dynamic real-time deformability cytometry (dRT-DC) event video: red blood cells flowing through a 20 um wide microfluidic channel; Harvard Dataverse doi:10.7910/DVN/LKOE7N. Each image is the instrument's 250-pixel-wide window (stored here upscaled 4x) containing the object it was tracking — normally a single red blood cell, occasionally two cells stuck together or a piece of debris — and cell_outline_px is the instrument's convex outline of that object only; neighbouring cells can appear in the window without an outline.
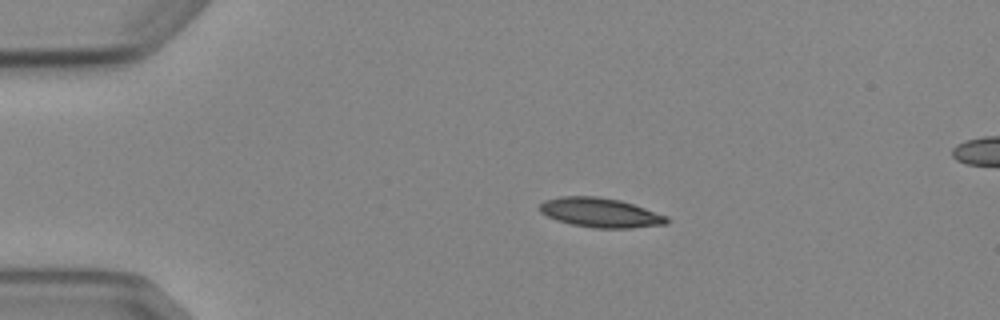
{"species": "Egyptian fruit bat (a non-hibernating species)", "species_latin": "Rousettus aegyptiacus", "temperature_condition": "cold", "stored_images_in_passage": 5, "camera_frame_rate_fps": 3000, "um_per_image_px": 0.085, "animal": {"sex": "female"}, "frame": {"image": 1, "passage_image": 3, "time_ms": 2.333, "image_size_px": [1000, 320], "cell_outline_px": [[668, 224], [632, 228], [596, 228], [572, 224], [556, 220], [540, 212], [540, 204], [544, 200], [560, 196], [596, 196], [620, 200], [668, 216]], "centroid_in_image_um": [51.03, 18.07], "position_along_channel_um": 34.0, "area_um2": 21.73}}